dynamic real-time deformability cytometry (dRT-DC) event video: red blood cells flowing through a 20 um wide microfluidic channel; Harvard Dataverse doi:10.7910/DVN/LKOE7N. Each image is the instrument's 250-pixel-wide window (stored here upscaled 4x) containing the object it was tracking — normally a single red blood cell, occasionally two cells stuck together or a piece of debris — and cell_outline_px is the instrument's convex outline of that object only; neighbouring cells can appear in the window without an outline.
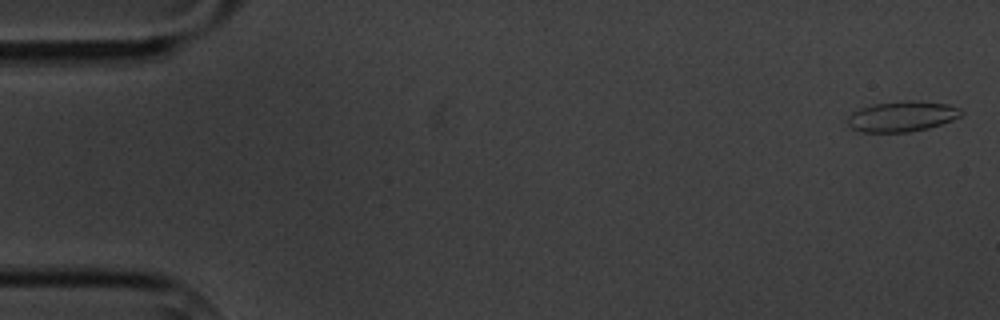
{"species": "common noctule bat (a hibernating species)", "species_latin": "Nyctalus noctula", "temperature_condition": "cold", "stored_images_in_passage": 12, "camera_frame_rate_fps": 3000, "um_per_image_px": 0.085, "animal": {"sex": "male", "body_mass_g": 20.1, "forearm_length_mm": 53.5}, "frame": {"image": 1, "passage_image": 1, "time_ms": 0.0, "image_size_px": [1000, 320], "cell_outline_px": [[964, 112], [960, 116], [952, 120], [928, 128], [908, 132], [860, 132], [852, 128], [848, 124], [848, 116], [852, 112], [860, 108], [872, 104], [904, 100], [912, 100], [948, 104], [960, 108]], "centroid_in_image_um": [76.67, 9.88], "position_along_channel_um": 8.3, "area_um2": 20.23}}
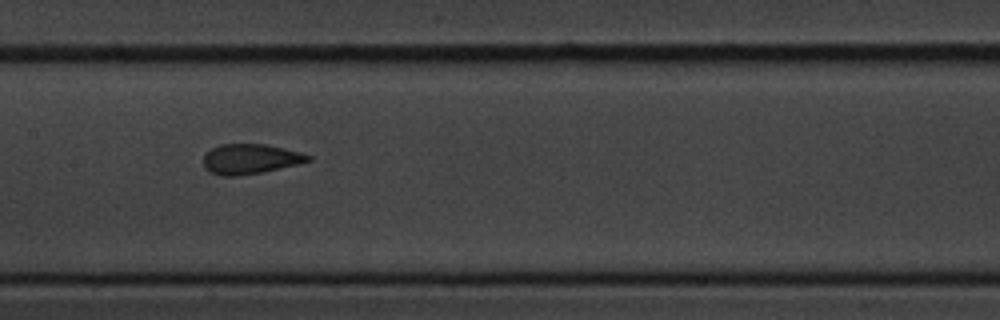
{"frame": {"image": 2, "passage_image": 8, "time_ms": 9.0, "image_size_px": [1000, 320], "cell_outline_px": [[312, 160], [300, 164], [264, 172], [240, 176], [220, 176], [212, 172], [204, 164], [204, 156], [212, 148], [220, 144], [264, 144], [284, 148], [300, 152], [312, 156]], "centroid_in_image_um": [21.33, 13.52], "position_along_channel_um": 186.1, "area_um2": 18.32}}
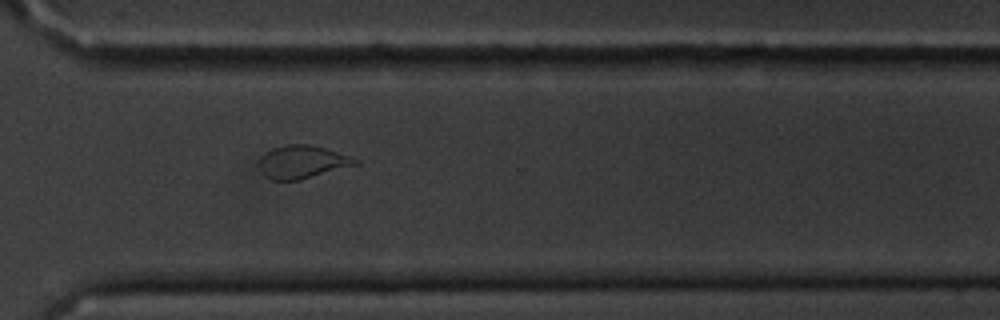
{"frame": {"image": 3, "passage_image": 12, "time_ms": 13.667, "image_size_px": [1000, 320], "cell_outline_px": [[360, 164], [300, 180], [272, 180], [264, 176], [260, 168], [260, 160], [272, 148], [288, 144], [308, 144], [324, 148], [360, 160]], "centroid_in_image_um": [25.72, 13.78], "position_along_channel_um": 344.9, "area_um2": 18.26}}